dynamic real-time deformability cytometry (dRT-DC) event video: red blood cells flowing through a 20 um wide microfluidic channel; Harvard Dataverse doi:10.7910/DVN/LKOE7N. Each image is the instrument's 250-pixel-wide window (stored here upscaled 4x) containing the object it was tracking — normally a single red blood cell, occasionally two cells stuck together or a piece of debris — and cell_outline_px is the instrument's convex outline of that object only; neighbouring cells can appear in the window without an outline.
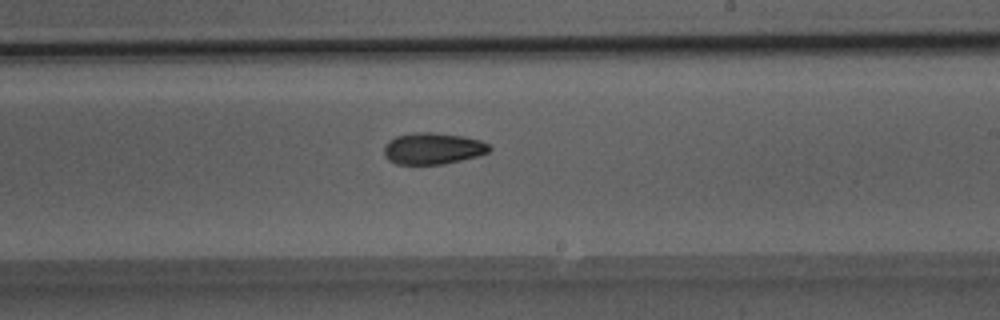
{"species": "Egyptian fruit bat (a non-hibernating species)", "species_latin": "Rousettus aegyptiacus", "temperature_condition": "room temperature", "stored_images_in_passage": 37, "camera_frame_rate_fps": 3000, "um_per_image_px": 0.085, "animal": {"sex": "male"}, "frame": {"image": 1, "passage_image": 19, "time_ms": 6.0, "image_size_px": [1000, 320], "cell_outline_px": [[492, 148], [488, 152], [480, 156], [444, 164], [396, 164], [388, 160], [384, 156], [384, 144], [388, 140], [396, 136], [416, 132], [436, 132], [464, 136], [480, 140], [488, 144]], "centroid_in_image_um": [36.79, 12.62], "position_along_channel_um": 252.2, "area_um2": 19.65}}
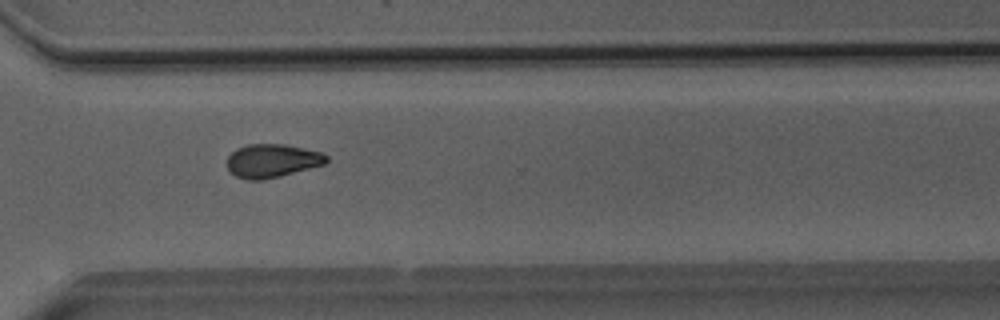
{"frame": {"image": 2, "passage_image": 26, "time_ms": 8.333, "image_size_px": [1000, 320], "cell_outline_px": [[328, 160], [324, 164], [280, 176], [260, 180], [248, 180], [236, 176], [228, 168], [228, 156], [236, 148], [248, 144], [284, 144], [320, 152], [328, 156]], "centroid_in_image_um": [23.12, 13.66], "position_along_channel_um": 347.5, "area_um2": 19.13}}
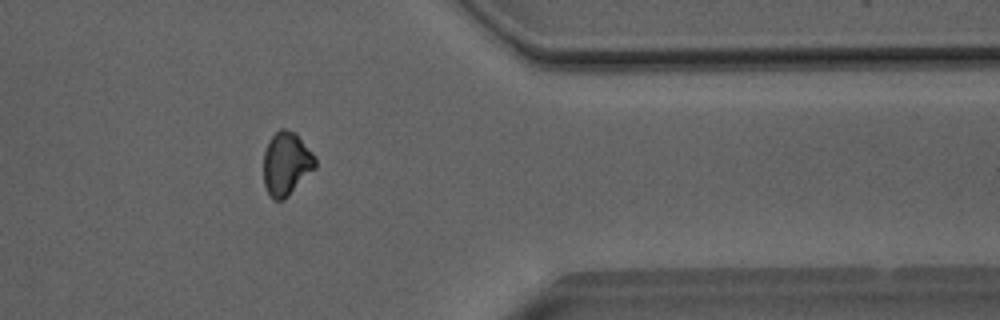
{"frame": {"image": 3, "passage_image": 30, "time_ms": 9.667, "image_size_px": [1000, 320], "cell_outline_px": [[316, 168], [284, 200], [272, 200], [264, 184], [264, 152], [268, 140], [280, 128], [284, 128], [296, 132], [316, 156]], "centroid_in_image_um": [24.36, 13.9], "position_along_channel_um": 387.0, "area_um2": 19.36}, "authors_computed_cell_mechanics": {"area_um2": 19.4786, "velocity_mm_per_s": 4.0863, "shape_relaxation_time_tau1_ms": 6.5741, "shape_relaxation_time_tau2_ms": 6.1892, "deformation_change_tau1": 0.1392, "deformation_change_tau2": 0.1244}}